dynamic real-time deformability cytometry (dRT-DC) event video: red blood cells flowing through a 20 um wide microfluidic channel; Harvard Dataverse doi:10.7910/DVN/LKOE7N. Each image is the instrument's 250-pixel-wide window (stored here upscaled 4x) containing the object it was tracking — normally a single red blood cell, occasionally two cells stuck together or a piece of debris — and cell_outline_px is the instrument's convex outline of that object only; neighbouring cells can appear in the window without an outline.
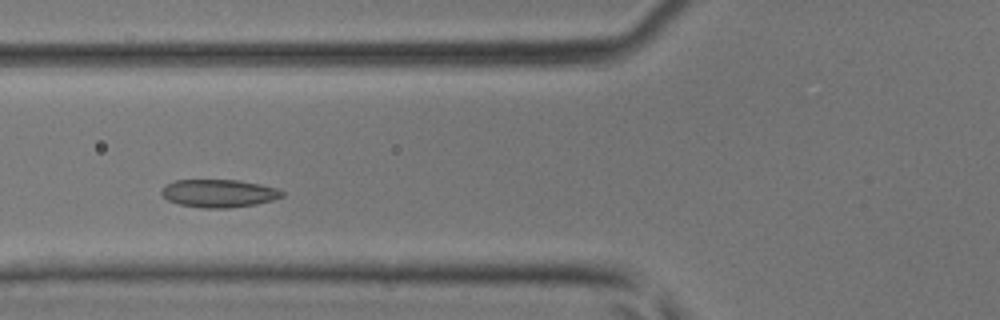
{"species": "common noctule bat (a hibernating species)", "species_latin": "Nyctalus noctula", "temperature_condition": "room temperature", "stored_images_in_passage": 38, "camera_frame_rate_fps": 3000, "um_per_image_px": 0.085, "animal": {"sex": "male", "body_mass_g": 17.9, "forearm_length_mm": 54.2}, "frame": {"image": 1, "passage_image": 9, "time_ms": 2.667, "image_size_px": [1000, 320], "cell_outline_px": [[284, 196], [272, 200], [256, 204], [228, 208], [200, 208], [180, 204], [168, 200], [160, 192], [164, 184], [176, 180], [240, 180], [260, 184], [276, 188], [284, 192]], "centroid_in_image_um": [18.59, 16.43], "position_along_channel_um": 107.2, "area_um2": 19.65}}
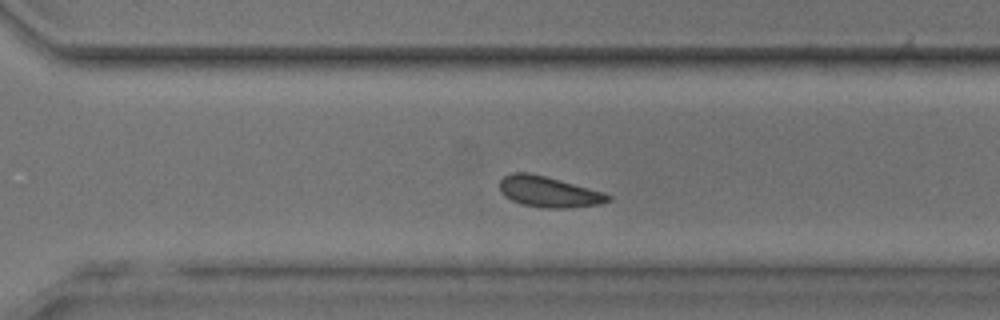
{"frame": {"image": 2, "passage_image": 24, "time_ms": 7.667, "image_size_px": [1000, 320], "cell_outline_px": [[612, 200], [600, 204], [572, 208], [544, 208], [520, 204], [504, 196], [500, 192], [500, 180], [504, 176], [512, 172], [528, 172], [544, 176], [604, 192], [612, 196]], "centroid_in_image_um": [46.64, 16.31], "position_along_channel_um": 324.0, "area_um2": 19.54}}
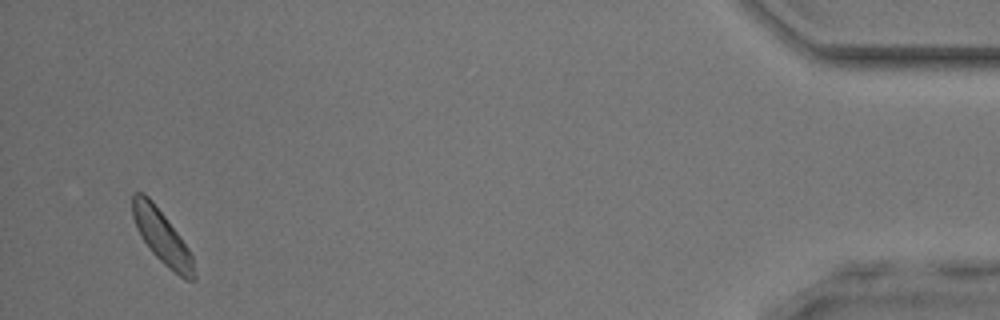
{"frame": {"image": 3, "passage_image": 36, "time_ms": 11.667, "image_size_px": [1000, 320], "cell_outline_px": [[196, 280], [184, 280], [168, 268], [152, 252], [140, 236], [136, 228], [132, 216], [132, 192], [144, 192], [152, 200], [180, 236], [188, 248], [192, 256], [196, 276]], "centroid_in_image_um": [13.75, 20.13], "position_along_channel_um": 421.4, "area_um2": 19.25}}